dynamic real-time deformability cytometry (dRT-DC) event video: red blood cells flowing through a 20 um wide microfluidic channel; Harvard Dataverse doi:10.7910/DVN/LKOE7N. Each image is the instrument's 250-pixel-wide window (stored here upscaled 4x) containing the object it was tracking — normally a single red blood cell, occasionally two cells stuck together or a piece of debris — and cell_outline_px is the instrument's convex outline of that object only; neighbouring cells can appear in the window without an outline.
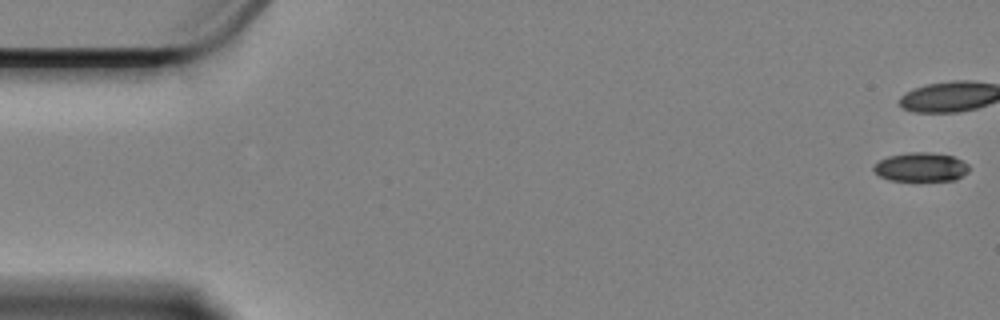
{"species": "Egyptian fruit bat (a non-hibernating species)", "species_latin": "Rousettus aegyptiacus", "temperature_condition": "cold", "stored_images_in_passage": 60, "camera_frame_rate_fps": 3000, "um_per_image_px": 0.085, "animal": {"sex": "female"}, "frame": {"image": 1, "passage_image": 1, "time_ms": 0.0, "image_size_px": [1000, 320], "cell_outline_px": [[968, 172], [956, 180], [888, 180], [880, 176], [872, 168], [880, 160], [888, 156], [908, 152], [928, 152], [952, 156], [968, 164]], "centroid_in_image_um": [78.27, 14.2], "position_along_channel_um": 6.7, "area_um2": 15.9}}
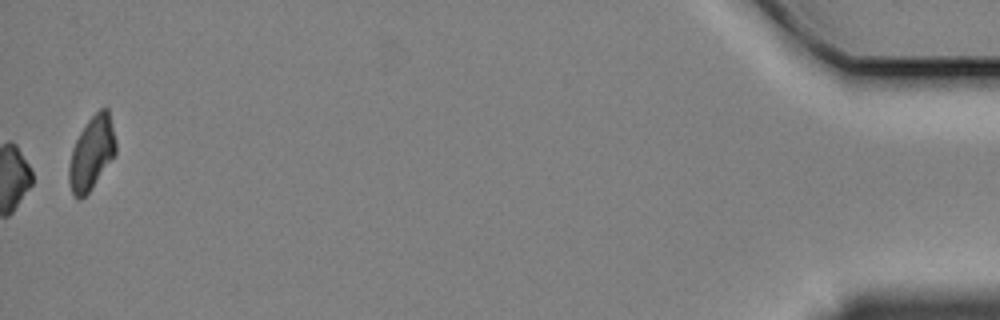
{"frame": {"image": 2, "passage_image": 60, "time_ms": 19.667, "image_size_px": [1000, 320], "cell_outline_px": [[116, 152], [92, 188], [80, 200], [72, 192], [68, 180], [68, 168], [72, 148], [80, 132], [88, 120], [100, 108], [108, 108], [116, 140]], "centroid_in_image_um": [7.78, 13.0], "position_along_channel_um": 427.4, "area_um2": 19.77}, "authors_computed_cell_mechanics": {"area_um2": 18.7561, "velocity_mm_per_s": 3.3712, "shape_relaxation_time_tau1_ms": 2.5824, "shape_relaxation_time_tau2_ms": null, "deformation_change_tau1": 0.0901, "deformation_change_tau2": null}}